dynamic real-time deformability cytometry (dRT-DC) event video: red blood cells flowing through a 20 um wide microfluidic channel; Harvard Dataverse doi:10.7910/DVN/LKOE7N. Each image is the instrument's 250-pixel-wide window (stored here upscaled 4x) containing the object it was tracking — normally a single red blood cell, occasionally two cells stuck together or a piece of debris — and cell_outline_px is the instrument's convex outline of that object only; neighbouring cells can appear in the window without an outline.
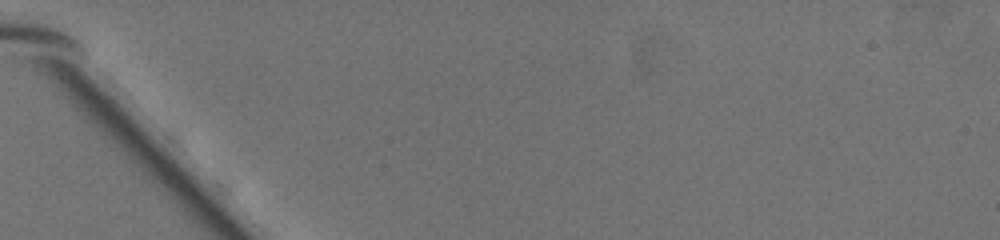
{"species": "common noctule bat (a hibernating species)", "species_latin": "Nyctalus noctula", "temperature_condition": "warm", "stored_images_in_passage": 3, "camera_frame_rate_fps": 3000, "um_per_image_px": 0.085, "animal": {"sex": "female", "body_mass_g": 19.5, "forearm_length_mm": 54.1}, "frame": {"image": 1, "passage_image": 3, "time_ms": 0.667, "image_size_px": [1000, 240], "cell_outline_px": [[268, 108], [264, 116], [260, 120], [256, 120], [240, 104], [224, 76], [236, 64], [252, 64], [260, 76], [268, 96]], "centroid_in_image_um": [21.14, 7.6], "position_along_channel_um": 63.9, "area_um2": 10.98}}